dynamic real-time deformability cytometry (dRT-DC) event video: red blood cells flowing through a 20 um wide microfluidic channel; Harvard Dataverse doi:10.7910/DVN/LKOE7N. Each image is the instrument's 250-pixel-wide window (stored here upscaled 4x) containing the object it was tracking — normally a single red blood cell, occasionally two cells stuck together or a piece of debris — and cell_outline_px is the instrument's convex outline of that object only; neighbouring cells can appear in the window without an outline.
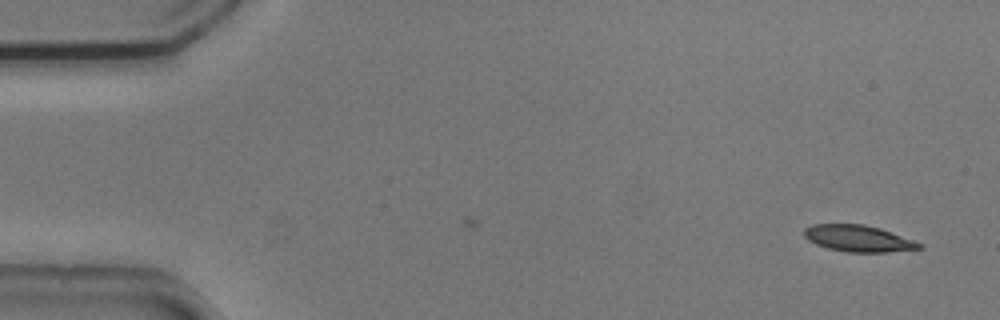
{"species": "common noctule bat (a hibernating species)", "species_latin": "Nyctalus noctula", "temperature_condition": "cold", "stored_images_in_passage": 6, "camera_frame_rate_fps": 3000, "um_per_image_px": 0.085, "animal": {"sex": "male", "body_mass_g": 20.5, "forearm_length_mm": 52.5}, "frame": {"image": 1, "passage_image": 1, "time_ms": 0.0, "image_size_px": [1000, 320], "cell_outline_px": [[924, 248], [888, 252], [844, 252], [828, 248], [816, 244], [808, 240], [804, 236], [804, 228], [812, 224], [864, 224], [880, 228], [912, 240], [920, 244]], "centroid_in_image_um": [72.91, 20.27], "position_along_channel_um": 12.1, "area_um2": 17.69}}